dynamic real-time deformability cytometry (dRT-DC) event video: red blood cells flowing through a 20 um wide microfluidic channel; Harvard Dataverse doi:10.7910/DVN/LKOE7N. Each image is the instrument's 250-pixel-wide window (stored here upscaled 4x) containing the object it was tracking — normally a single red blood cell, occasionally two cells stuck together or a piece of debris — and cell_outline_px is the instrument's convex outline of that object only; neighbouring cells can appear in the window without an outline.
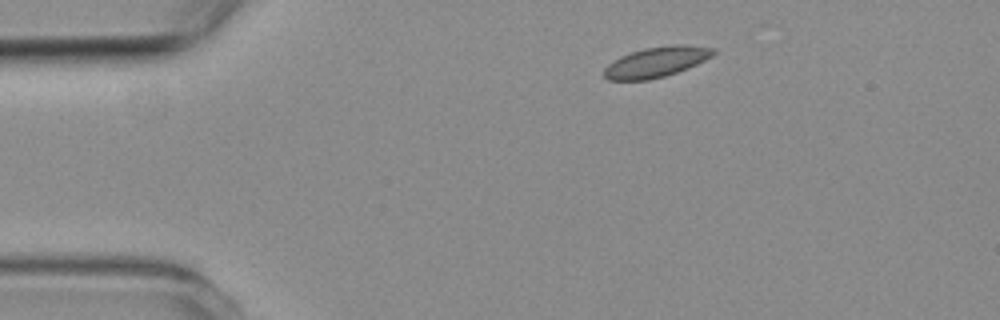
{"species": "common noctule bat (a hibernating species)", "species_latin": "Nyctalus noctula", "temperature_condition": "room temperature", "stored_images_in_passage": 2, "camera_frame_rate_fps": 3000, "um_per_image_px": 0.085, "animal": {"sex": "female", "body_mass_g": 19.3, "forearm_length_mm": 54.1}, "frame": {"image": 1, "passage_image": 1, "time_ms": 0.0, "image_size_px": [1000, 320], "cell_outline_px": [[716, 52], [712, 56], [688, 68], [664, 76], [648, 80], [608, 80], [604, 76], [604, 68], [612, 60], [620, 56], [644, 48], [676, 44], [680, 44], [716, 48]], "centroid_in_image_um": [55.77, 5.26], "position_along_channel_um": 29.2, "area_um2": 19.25}}